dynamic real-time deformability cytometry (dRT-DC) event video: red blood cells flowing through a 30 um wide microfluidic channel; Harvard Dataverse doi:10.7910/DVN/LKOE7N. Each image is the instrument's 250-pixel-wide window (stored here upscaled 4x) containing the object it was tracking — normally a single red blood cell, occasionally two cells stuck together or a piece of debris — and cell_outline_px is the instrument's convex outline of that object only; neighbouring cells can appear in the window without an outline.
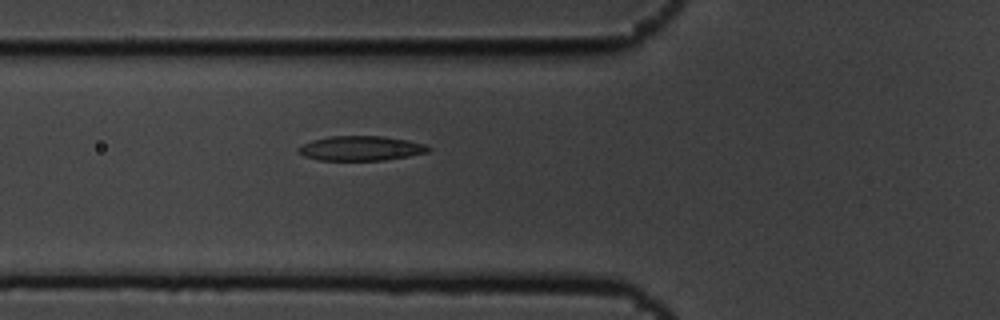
{"species": "common noctule bat (a hibernating species)", "species_latin": "Nyctalus noctula", "temperature_condition": "cold", "stored_images_in_passage": 5, "camera_frame_rate_fps": 3000, "um_per_image_px": 0.085, "animal": {"sex": "male", "body_mass_g": 19.5, "forearm_length_mm": 54.6}, "frame": {"image": 1, "passage_image": 5, "time_ms": 1.333, "image_size_px": [1000, 320], "cell_outline_px": [[432, 148], [428, 152], [408, 156], [384, 160], [320, 160], [304, 156], [296, 152], [296, 148], [312, 140], [328, 136], [384, 136], [408, 140], [424, 144]], "centroid_in_image_um": [30.65, 12.6], "position_along_channel_um": 95.1, "area_um2": 18.73}}